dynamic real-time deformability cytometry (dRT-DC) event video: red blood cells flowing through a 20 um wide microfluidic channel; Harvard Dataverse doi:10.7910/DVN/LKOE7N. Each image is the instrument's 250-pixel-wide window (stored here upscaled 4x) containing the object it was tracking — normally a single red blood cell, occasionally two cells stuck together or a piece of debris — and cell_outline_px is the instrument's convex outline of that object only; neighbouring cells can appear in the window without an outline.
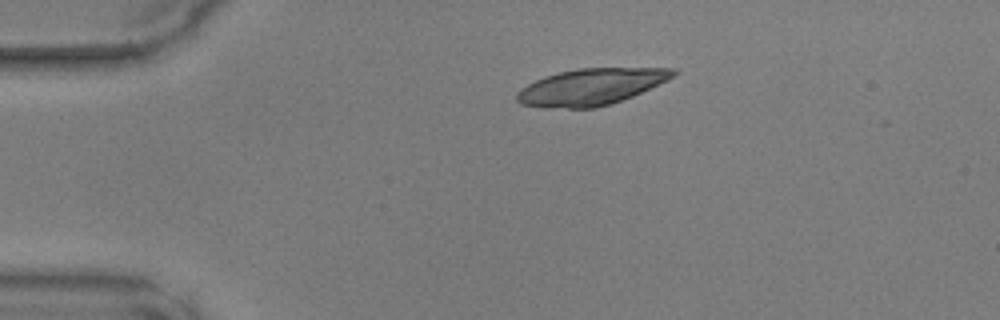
{"species": "common noctule bat (a hibernating species)", "species_latin": "Nyctalus noctula", "temperature_condition": "warm", "stored_images_in_passage": 34, "camera_frame_rate_fps": 3000, "um_per_image_px": 0.085, "animal": {"sex": "male", "body_mass_g": 17.9, "forearm_length_mm": 54.2}, "frame": {"image": 1, "passage_image": 1, "time_ms": 0.0, "image_size_px": [1000, 320], "cell_outline_px": [[680, 72], [668, 80], [632, 96], [612, 104], [596, 108], [568, 108], [520, 104], [516, 100], [516, 92], [520, 88], [544, 76], [560, 72], [580, 68], [676, 68]], "centroid_in_image_um": [50.27, 7.37], "position_along_channel_um": 34.7, "area_um2": 33.06}}